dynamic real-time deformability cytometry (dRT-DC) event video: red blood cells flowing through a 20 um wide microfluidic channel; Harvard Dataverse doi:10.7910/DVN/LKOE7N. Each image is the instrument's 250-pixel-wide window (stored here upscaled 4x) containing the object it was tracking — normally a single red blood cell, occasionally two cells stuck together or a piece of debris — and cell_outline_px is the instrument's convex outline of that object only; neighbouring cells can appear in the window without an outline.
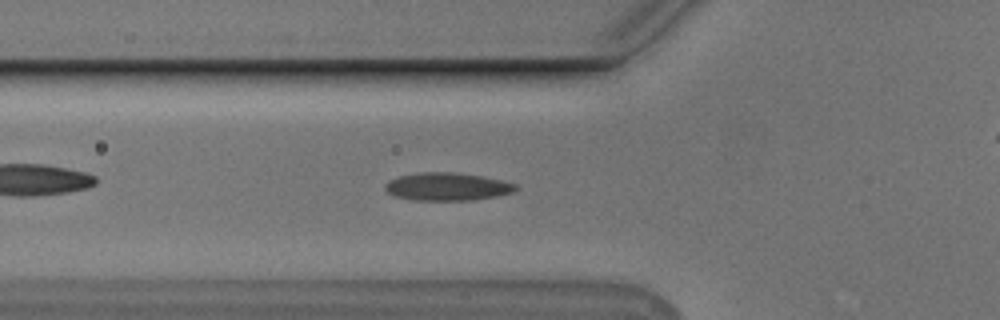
{"species": "Egyptian fruit bat (a non-hibernating species)", "species_latin": "Rousettus aegyptiacus", "temperature_condition": "cold", "stored_images_in_passage": 35, "camera_frame_rate_fps": 3000, "um_per_image_px": 0.085, "animal": {"sex": "male"}, "frame": {"image": 1, "passage_image": 6, "time_ms": 1.667, "image_size_px": [1000, 320], "cell_outline_px": [[520, 188], [512, 192], [496, 196], [472, 200], [416, 200], [392, 196], [384, 188], [384, 184], [388, 180], [400, 176], [420, 172], [456, 172], [480, 176], [500, 180], [516, 184]], "centroid_in_image_um": [37.98, 15.86], "position_along_channel_um": 87.8, "area_um2": 21.21}}
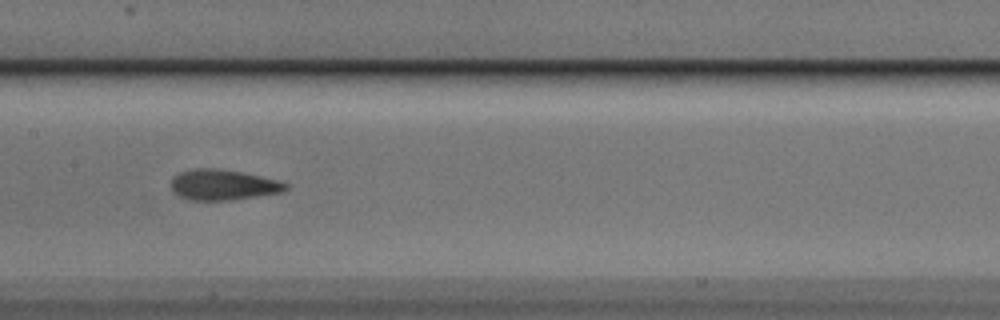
{"frame": {"image": 2, "passage_image": 14, "time_ms": 4.333, "image_size_px": [1000, 320], "cell_outline_px": [[288, 188], [284, 192], [232, 200], [192, 200], [180, 196], [172, 188], [172, 176], [180, 172], [196, 168], [216, 168], [240, 172], [280, 180], [288, 184]], "centroid_in_image_um": [19.0, 15.71], "position_along_channel_um": 188.4, "area_um2": 20.35}}
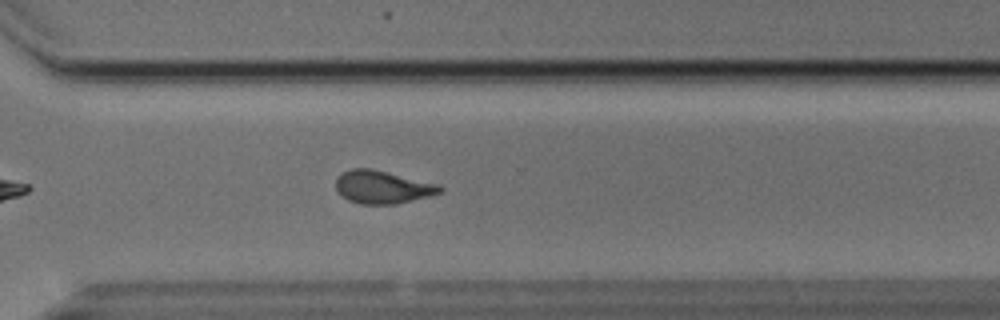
{"frame": {"image": 3, "passage_image": 26, "time_ms": 8.333, "image_size_px": [1000, 320], "cell_outline_px": [[444, 192], [396, 204], [360, 204], [348, 200], [340, 196], [336, 188], [336, 180], [344, 172], [352, 168], [372, 168], [440, 184], [444, 188]], "centroid_in_image_um": [32.54, 15.9], "position_along_channel_um": 338.1, "area_um2": 20.11}}